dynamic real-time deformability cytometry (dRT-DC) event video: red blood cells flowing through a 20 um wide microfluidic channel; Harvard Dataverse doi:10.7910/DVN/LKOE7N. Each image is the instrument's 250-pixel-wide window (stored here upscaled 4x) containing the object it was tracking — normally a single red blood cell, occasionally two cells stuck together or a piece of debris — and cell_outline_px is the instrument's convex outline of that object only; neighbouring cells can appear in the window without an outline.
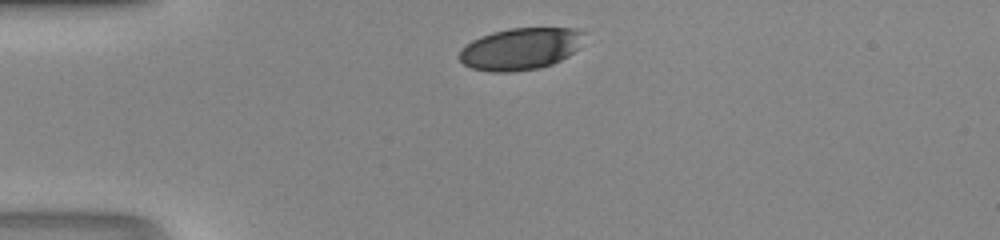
{"species": "human", "species_latin": "Homo sapiens", "temperature_condition": "room temperature", "stored_images_in_passage": 27, "camera_frame_rate_fps": 3000, "um_per_image_px": 0.085, "donor": {"sex": "male"}, "frame": {"image": 1, "passage_image": 1, "time_ms": 0.0, "image_size_px": [1000, 240], "cell_outline_px": [[584, 32], [576, 48], [568, 56], [552, 64], [540, 68], [512, 72], [488, 72], [472, 68], [464, 64], [460, 60], [460, 48], [472, 40], [480, 36], [492, 32], [512, 28], [576, 28]], "centroid_in_image_um": [44.19, 4.16], "position_along_channel_um": 40.8, "area_um2": 30.35}}
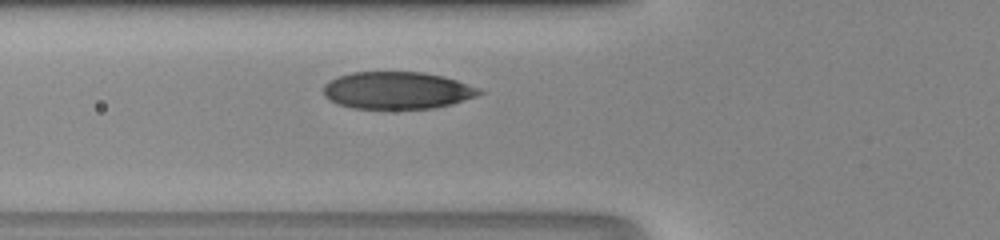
{"frame": {"image": 2, "passage_image": 7, "time_ms": 2.0, "image_size_px": [1000, 240], "cell_outline_px": [[484, 92], [476, 96], [452, 104], [432, 108], [352, 108], [336, 104], [328, 100], [324, 96], [324, 84], [328, 80], [336, 76], [352, 72], [420, 72], [444, 76], [480, 88]], "centroid_in_image_um": [33.72, 7.68], "position_along_channel_um": 92.1, "area_um2": 33.93}}
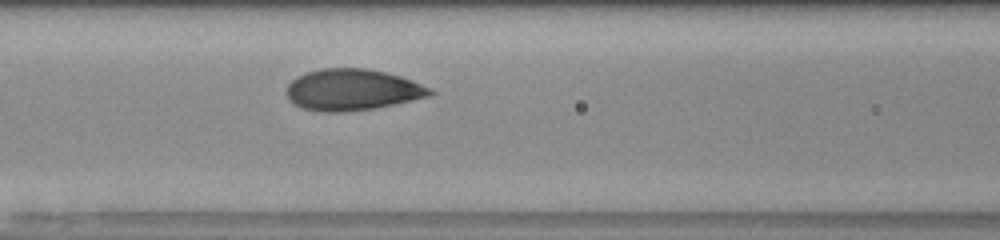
{"frame": {"image": 3, "passage_image": 10, "time_ms": 3.0, "image_size_px": [1000, 240], "cell_outline_px": [[436, 92], [432, 96], [376, 108], [344, 112], [320, 112], [300, 108], [288, 100], [288, 84], [296, 76], [304, 72], [320, 68], [368, 68], [400, 76], [412, 80], [432, 88]], "centroid_in_image_um": [29.96, 7.63], "position_along_channel_um": 136.6, "area_um2": 35.03}}